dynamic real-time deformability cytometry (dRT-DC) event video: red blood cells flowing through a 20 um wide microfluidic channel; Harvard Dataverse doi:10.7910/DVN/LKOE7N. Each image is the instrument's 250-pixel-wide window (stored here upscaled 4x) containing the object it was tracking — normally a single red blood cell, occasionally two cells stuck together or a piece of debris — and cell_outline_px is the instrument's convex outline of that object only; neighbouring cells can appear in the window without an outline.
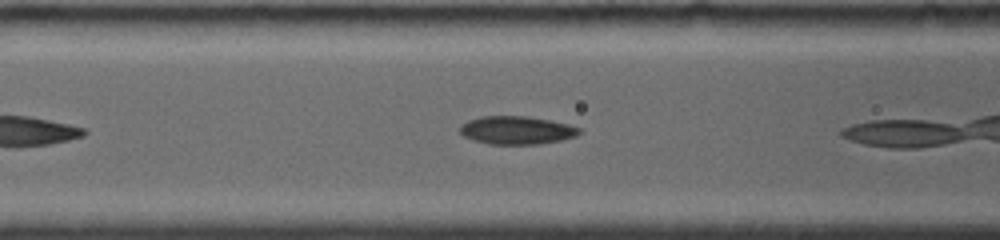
{"species": "common noctule bat (a hibernating species)", "species_latin": "Nyctalus noctula", "temperature_condition": "room temperature", "stored_images_in_passage": 17, "camera_frame_rate_fps": 4000, "um_per_image_px": 0.085, "animal": {"sex": "female", "body_mass_g": 19.0, "forearm_length_mm": 56.7}, "frame": {"image": 1, "passage_image": 3, "time_ms": 1.25, "image_size_px": [1000, 240], "cell_outline_px": [[580, 132], [576, 136], [560, 140], [540, 144], [492, 144], [476, 140], [464, 136], [460, 132], [460, 124], [468, 120], [480, 116], [528, 116], [568, 124], [580, 128]], "centroid_in_image_um": [43.9, 11.06], "position_along_channel_um": 122.7, "area_um2": 19.42}}